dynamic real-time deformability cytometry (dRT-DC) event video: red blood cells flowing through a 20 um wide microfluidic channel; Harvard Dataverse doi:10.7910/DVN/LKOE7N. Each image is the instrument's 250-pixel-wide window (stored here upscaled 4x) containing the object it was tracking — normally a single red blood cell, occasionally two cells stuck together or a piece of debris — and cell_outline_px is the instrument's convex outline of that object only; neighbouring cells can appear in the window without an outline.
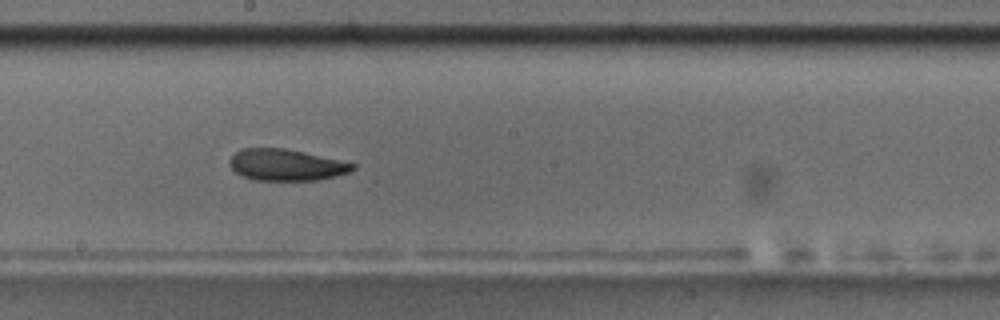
{"species": "common noctule bat (a hibernating species)", "species_latin": "Nyctalus noctula", "temperature_condition": "room temperature", "stored_images_in_passage": 12, "camera_frame_rate_fps": 3000, "um_per_image_px": 0.085, "animal": {"sex": "male", "body_mass_g": 17.5, "forearm_length_mm": 52.3}, "frame": {"image": 1, "passage_image": 9, "time_ms": 9.0, "image_size_px": [1000, 320], "cell_outline_px": [[356, 168], [352, 172], [336, 176], [316, 180], [256, 180], [240, 176], [228, 164], [228, 160], [240, 148], [284, 148], [304, 152], [356, 164]], "centroid_in_image_um": [24.31, 14.02], "position_along_channel_um": 223.9, "area_um2": 22.66}}